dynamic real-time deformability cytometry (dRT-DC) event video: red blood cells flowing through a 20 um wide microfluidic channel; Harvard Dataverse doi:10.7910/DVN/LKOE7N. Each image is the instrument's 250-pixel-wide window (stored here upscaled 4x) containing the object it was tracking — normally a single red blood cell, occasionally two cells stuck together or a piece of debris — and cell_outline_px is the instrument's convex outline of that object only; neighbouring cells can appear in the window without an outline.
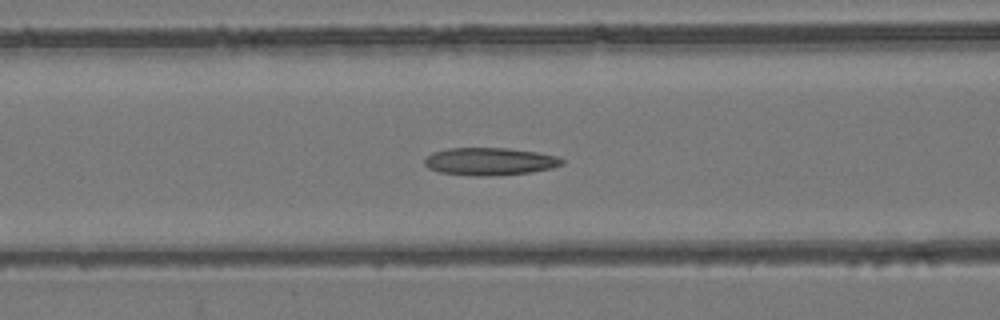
{"species": "common noctule bat (a hibernating species)", "species_latin": "Nyctalus noctula", "temperature_condition": "room temperature", "stored_images_in_passage": 38, "camera_frame_rate_fps": 3000, "um_per_image_px": 0.085, "animal": {"sex": "female", "body_mass_g": 24.6, "forearm_length_mm": 56.2}, "frame": {"image": 1, "passage_image": 15, "time_ms": 4.667, "image_size_px": [1000, 320], "cell_outline_px": [[564, 164], [552, 168], [532, 172], [492, 176], [472, 176], [440, 172], [428, 168], [424, 164], [424, 160], [432, 152], [448, 148], [508, 148], [536, 152], [556, 156], [564, 160]], "centroid_in_image_um": [41.63, 13.73], "position_along_channel_um": 125.0, "area_um2": 22.2}}
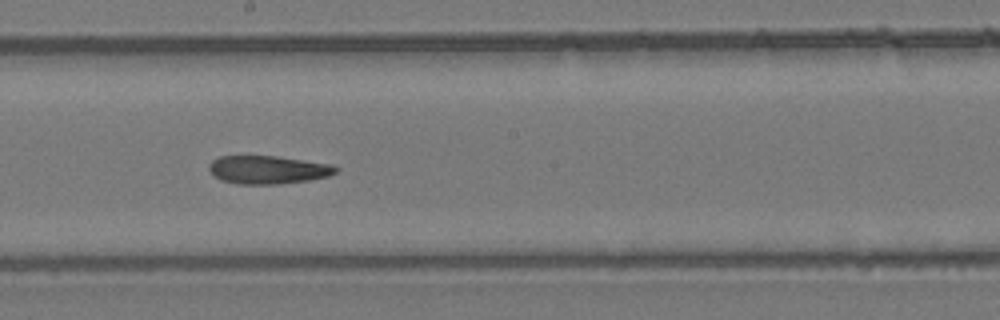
{"frame": {"image": 2, "passage_image": 23, "time_ms": 7.333, "image_size_px": [1000, 320], "cell_outline_px": [[340, 168], [336, 172], [328, 176], [308, 180], [280, 184], [240, 184], [220, 180], [208, 168], [208, 164], [212, 160], [220, 156], [276, 156], [328, 164]], "centroid_in_image_um": [22.75, 14.43], "position_along_channel_um": 225.5, "area_um2": 20.63}}
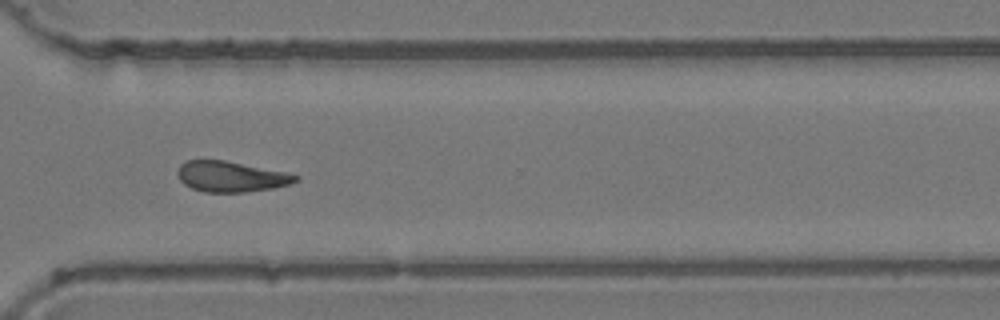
{"frame": {"image": 3, "passage_image": 33, "time_ms": 10.667, "image_size_px": [1000, 320], "cell_outline_px": [[300, 180], [292, 184], [272, 188], [244, 192], [204, 192], [192, 188], [184, 184], [180, 180], [176, 172], [180, 164], [188, 160], [224, 160], [284, 172], [300, 176]], "centroid_in_image_um": [19.63, 15.01], "position_along_channel_um": 351.0, "area_um2": 20.98}}